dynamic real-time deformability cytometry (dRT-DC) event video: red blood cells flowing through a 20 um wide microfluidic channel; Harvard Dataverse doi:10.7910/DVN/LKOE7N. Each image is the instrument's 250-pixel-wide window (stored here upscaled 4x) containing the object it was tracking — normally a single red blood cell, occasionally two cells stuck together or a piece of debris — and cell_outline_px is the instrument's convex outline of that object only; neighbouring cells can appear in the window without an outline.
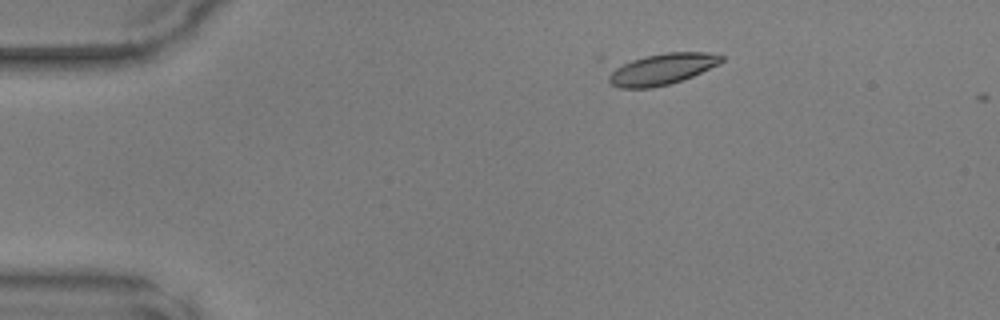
{"species": "common noctule bat (a hibernating species)", "species_latin": "Nyctalus noctula", "temperature_condition": "warm", "stored_images_in_passage": 9, "camera_frame_rate_fps": 3000, "um_per_image_px": 0.085, "animal": {"sex": "male", "body_mass_g": 17.9, "forearm_length_mm": 54.2}, "frame": {"image": 1, "passage_image": 7, "time_ms": 2.0, "image_size_px": [1000, 320], "cell_outline_px": [[724, 60], [720, 64], [692, 76], [668, 84], [652, 88], [620, 88], [612, 84], [608, 80], [596, 56], [668, 52], [708, 52], [724, 56]], "centroid_in_image_um": [55.72, 5.76], "position_along_channel_um": 29.3, "area_um2": 23.99}}